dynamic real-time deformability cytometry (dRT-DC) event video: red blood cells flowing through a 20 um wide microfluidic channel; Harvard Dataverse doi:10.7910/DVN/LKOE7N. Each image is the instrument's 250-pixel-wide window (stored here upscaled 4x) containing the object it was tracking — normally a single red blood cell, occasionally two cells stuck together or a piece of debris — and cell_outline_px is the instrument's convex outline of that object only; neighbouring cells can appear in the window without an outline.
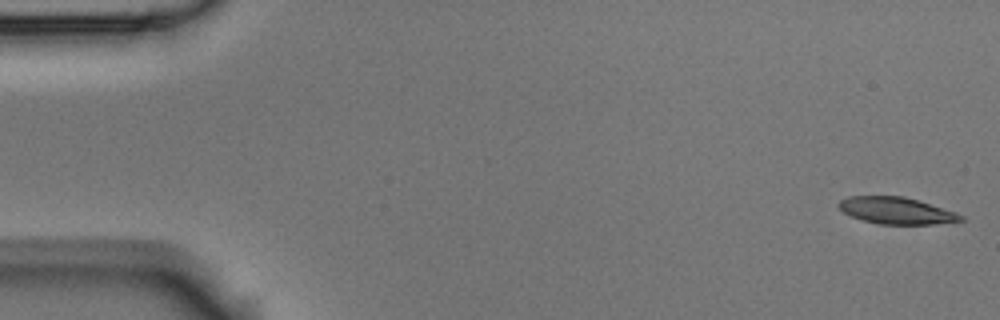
{"species": "Egyptian fruit bat (a non-hibernating species)", "species_latin": "Rousettus aegyptiacus", "temperature_condition": "room temperature", "stored_images_in_passage": 56, "camera_frame_rate_fps": 3000, "um_per_image_px": 0.085, "animal": {"sex": "male"}, "frame": {"image": 1, "passage_image": 1, "time_ms": 0.0, "image_size_px": [1000, 320], "cell_outline_px": [[968, 220], [936, 224], [880, 224], [860, 220], [844, 212], [836, 204], [840, 200], [848, 196], [904, 196], [920, 200], [956, 212], [964, 216]], "centroid_in_image_um": [76.23, 17.9], "position_along_channel_um": 8.8, "area_um2": 19.31}}
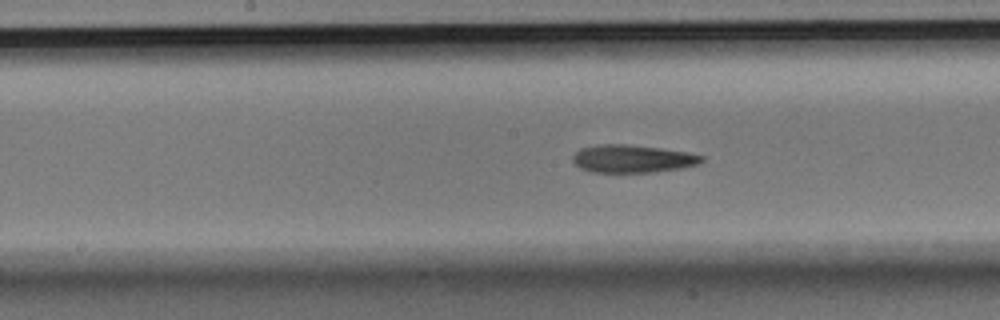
{"frame": {"image": 2, "passage_image": 28, "time_ms": 9.0, "image_size_px": [1000, 320], "cell_outline_px": [[704, 160], [696, 164], [684, 168], [656, 172], [592, 172], [580, 168], [572, 160], [572, 156], [580, 148], [600, 144], [624, 144], [660, 148], [688, 152], [704, 156]], "centroid_in_image_um": [53.76, 13.49], "position_along_channel_um": 194.4, "area_um2": 20.92}}
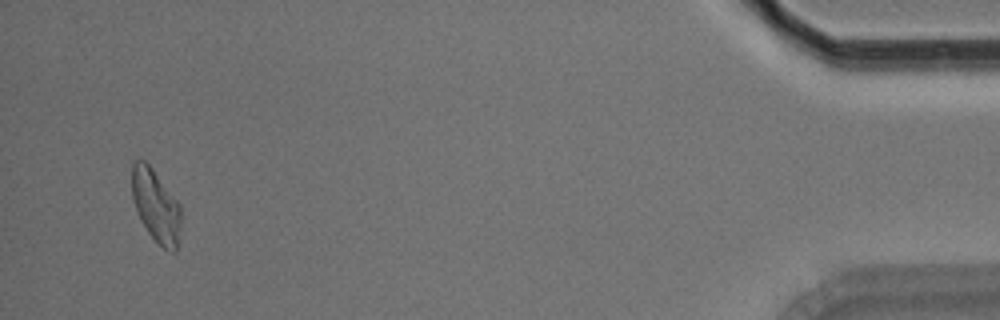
{"frame": {"image": 3, "passage_image": 54, "time_ms": 17.667, "image_size_px": [1000, 320], "cell_outline_px": [[180, 224], [176, 252], [172, 252], [164, 248], [148, 232], [132, 200], [132, 164], [136, 160], [144, 160], [152, 168], [180, 204]], "centroid_in_image_um": [13.25, 17.47], "position_along_channel_um": 422.0, "area_um2": 20.29}, "authors_computed_cell_mechanics": {"area_um2": 20.9236, "velocity_mm_per_s": 3.5503, "shape_relaxation_time_tau1_ms": 5.3746, "shape_relaxation_time_tau2_ms": 5.5107, "deformation_change_tau1": 0.1585, "deformation_change_tau2": 0.1525}}